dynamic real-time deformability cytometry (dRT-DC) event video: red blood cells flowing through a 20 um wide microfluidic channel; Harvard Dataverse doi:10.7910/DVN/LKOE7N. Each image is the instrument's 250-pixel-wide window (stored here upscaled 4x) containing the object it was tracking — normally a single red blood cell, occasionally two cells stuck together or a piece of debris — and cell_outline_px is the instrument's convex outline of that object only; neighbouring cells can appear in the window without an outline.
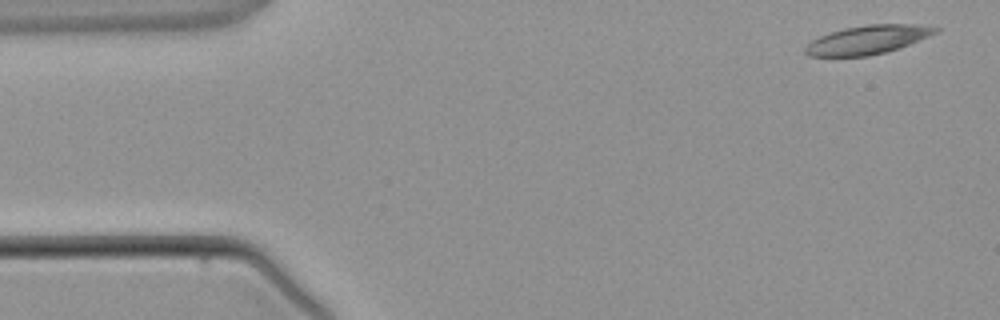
{"species": "common noctule bat (a hibernating species)", "species_latin": "Nyctalus noctula", "temperature_condition": "warm", "stored_images_in_passage": 4, "camera_frame_rate_fps": 3000, "um_per_image_px": 0.085, "animal": {"sex": "male", "body_mass_g": 21.5, "forearm_length_mm": 52.0}, "frame": {"image": 1, "passage_image": 1, "time_ms": 0.0, "image_size_px": [1000, 320], "cell_outline_px": [[940, 28], [936, 32], [928, 36], [900, 48], [888, 52], [868, 56], [808, 56], [804, 52], [804, 48], [812, 40], [820, 36], [844, 28], [868, 24], [916, 24]], "centroid_in_image_um": [73.74, 3.38], "position_along_channel_um": 11.3, "area_um2": 21.68}}
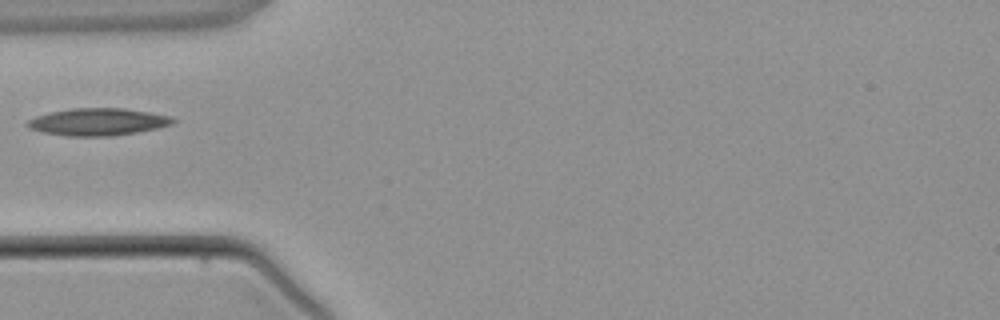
{"frame": {"image": 2, "passage_image": 4, "time_ms": 3.667, "image_size_px": [1000, 320], "cell_outline_px": [[176, 120], [172, 124], [156, 128], [136, 132], [112, 136], [68, 136], [44, 132], [28, 128], [24, 124], [28, 120], [36, 116], [52, 112], [72, 108], [124, 108], [172, 116]], "centroid_in_image_um": [8.31, 10.36], "position_along_channel_um": 76.7, "area_um2": 23.0}}